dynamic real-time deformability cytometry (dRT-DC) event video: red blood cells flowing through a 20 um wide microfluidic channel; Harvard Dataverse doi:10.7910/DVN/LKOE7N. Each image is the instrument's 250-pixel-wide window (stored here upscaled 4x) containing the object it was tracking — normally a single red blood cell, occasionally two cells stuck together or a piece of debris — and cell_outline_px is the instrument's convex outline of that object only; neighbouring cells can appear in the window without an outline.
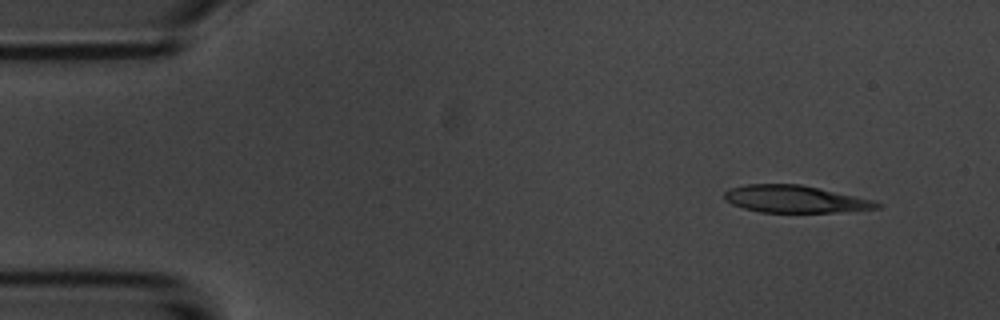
{"species": "common noctule bat (a hibernating species)", "species_latin": "Nyctalus noctula", "temperature_condition": "room temperature", "stored_images_in_passage": 5, "camera_frame_rate_fps": 3000, "um_per_image_px": 0.085, "animal": {"sex": "male", "body_mass_g": 20.1, "forearm_length_mm": 53.5}, "frame": {"image": 1, "passage_image": 1, "time_ms": 0.0, "image_size_px": [1000, 320], "cell_outline_px": [[884, 204], [880, 208], [836, 212], [760, 212], [744, 208], [732, 204], [724, 200], [724, 192], [728, 188], [748, 184], [800, 184], [820, 188], [876, 200]], "centroid_in_image_um": [67.61, 16.92], "position_along_channel_um": 17.4, "area_um2": 24.39}}
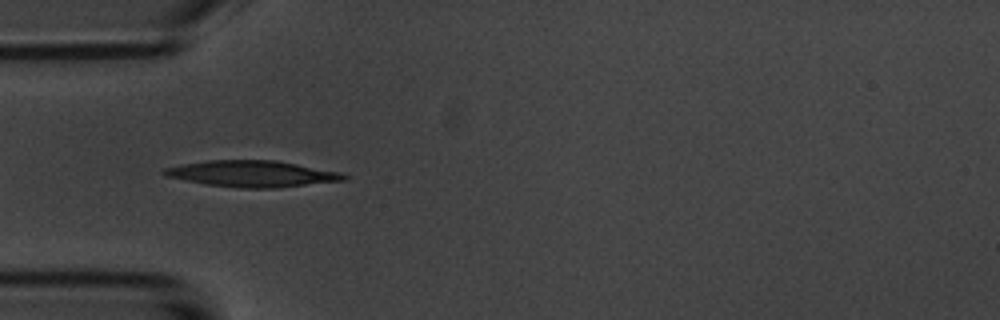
{"frame": {"image": 2, "passage_image": 4, "time_ms": 3.667, "image_size_px": [1000, 320], "cell_outline_px": [[348, 180], [276, 188], [240, 188], [204, 184], [164, 176], [160, 172], [164, 168], [180, 164], [208, 160], [276, 160], [340, 172], [348, 176]], "centroid_in_image_um": [21.4, 14.77], "position_along_channel_um": 63.6, "area_um2": 27.74}}